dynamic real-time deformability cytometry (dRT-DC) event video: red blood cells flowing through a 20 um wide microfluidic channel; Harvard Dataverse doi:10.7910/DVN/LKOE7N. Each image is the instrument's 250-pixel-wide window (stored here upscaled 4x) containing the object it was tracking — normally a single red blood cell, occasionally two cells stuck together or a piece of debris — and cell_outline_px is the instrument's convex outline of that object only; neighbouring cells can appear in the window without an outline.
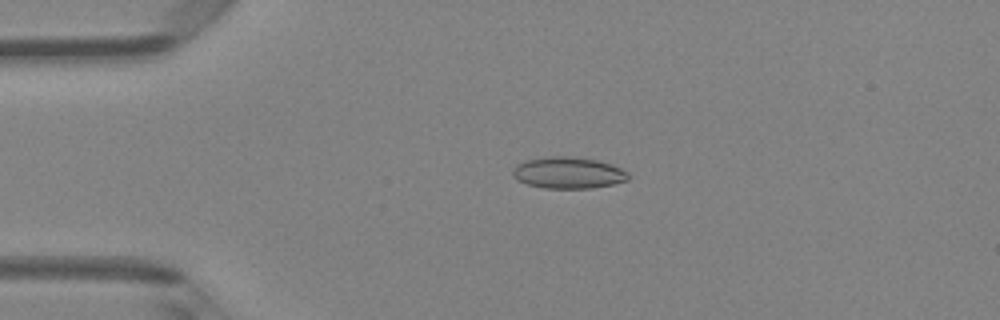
{"species": "Egyptian fruit bat (a non-hibernating species)", "species_latin": "Rousettus aegyptiacus", "temperature_condition": "room temperature", "stored_images_in_passage": 49, "camera_frame_rate_fps": 3000, "um_per_image_px": 0.085, "animal": {"sex": "female"}, "frame": {"image": 1, "passage_image": 11, "time_ms": 3.333, "image_size_px": [1000, 320], "cell_outline_px": [[628, 180], [612, 184], [592, 188], [544, 188], [528, 184], [516, 180], [512, 176], [512, 168], [516, 164], [524, 160], [548, 156], [572, 156], [596, 160], [612, 164], [628, 172]], "centroid_in_image_um": [48.25, 14.68], "position_along_channel_um": 36.7, "area_um2": 21.39}}
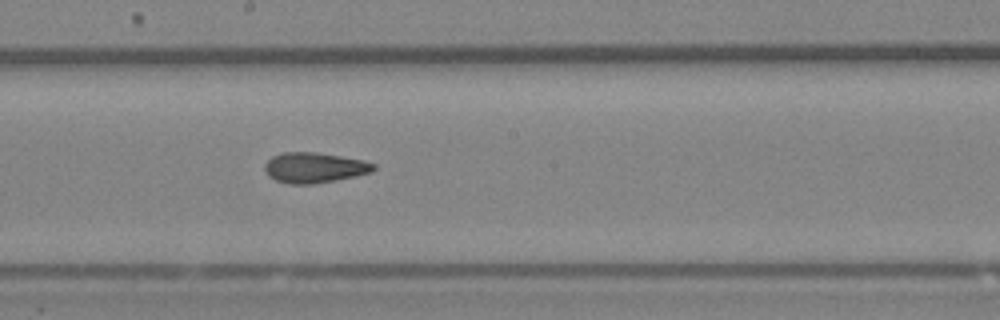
{"frame": {"image": 2, "passage_image": 27, "time_ms": 8.667, "image_size_px": [1000, 320], "cell_outline_px": [[376, 168], [372, 172], [356, 176], [312, 184], [288, 184], [276, 180], [268, 176], [264, 168], [264, 164], [272, 156], [284, 152], [316, 152], [364, 160], [376, 164]], "centroid_in_image_um": [26.72, 14.25], "position_along_channel_um": 221.5, "area_um2": 19.31}}
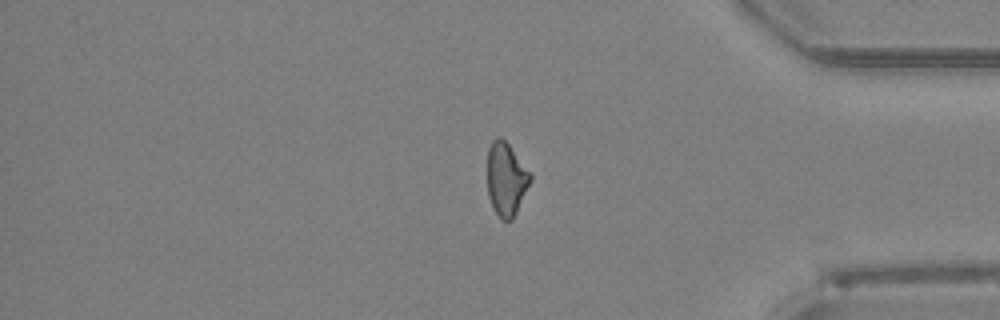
{"frame": {"image": 3, "passage_image": 41, "time_ms": 13.333, "image_size_px": [1000, 320], "cell_outline_px": [[532, 180], [512, 220], [500, 220], [488, 196], [488, 148], [492, 140], [496, 136], [500, 136], [508, 144], [532, 172]], "centroid_in_image_um": [43.04, 15.2], "position_along_channel_um": 392.2, "area_um2": 18.44}, "authors_computed_cell_mechanics": {"area_um2": 19.2474, "velocity_mm_per_s": 4.12, "shape_relaxation_time_tau1_ms": null, "shape_relaxation_time_tau2_ms": 1.9405, "deformation_change_tau1": null, "deformation_change_tau2": 0.0736}}